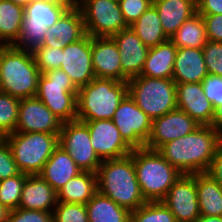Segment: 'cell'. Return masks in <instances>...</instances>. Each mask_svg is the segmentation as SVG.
<instances>
[{
	"label": "cell",
	"mask_w": 222,
	"mask_h": 222,
	"mask_svg": "<svg viewBox=\"0 0 222 222\" xmlns=\"http://www.w3.org/2000/svg\"><path fill=\"white\" fill-rule=\"evenodd\" d=\"M222 143V135L212 126H199L192 133L169 141L156 151L181 174L206 172Z\"/></svg>",
	"instance_id": "6da1fadb"
},
{
	"label": "cell",
	"mask_w": 222,
	"mask_h": 222,
	"mask_svg": "<svg viewBox=\"0 0 222 222\" xmlns=\"http://www.w3.org/2000/svg\"><path fill=\"white\" fill-rule=\"evenodd\" d=\"M98 192L130 212L147 201L136 177L132 156L103 160L97 172Z\"/></svg>",
	"instance_id": "7a4b0ae2"
},
{
	"label": "cell",
	"mask_w": 222,
	"mask_h": 222,
	"mask_svg": "<svg viewBox=\"0 0 222 222\" xmlns=\"http://www.w3.org/2000/svg\"><path fill=\"white\" fill-rule=\"evenodd\" d=\"M40 75L32 51L13 45L0 47V92L18 99L34 97Z\"/></svg>",
	"instance_id": "3957f363"
},
{
	"label": "cell",
	"mask_w": 222,
	"mask_h": 222,
	"mask_svg": "<svg viewBox=\"0 0 222 222\" xmlns=\"http://www.w3.org/2000/svg\"><path fill=\"white\" fill-rule=\"evenodd\" d=\"M128 94L127 82L94 78L77 92V120H112L121 101Z\"/></svg>",
	"instance_id": "277c9868"
},
{
	"label": "cell",
	"mask_w": 222,
	"mask_h": 222,
	"mask_svg": "<svg viewBox=\"0 0 222 222\" xmlns=\"http://www.w3.org/2000/svg\"><path fill=\"white\" fill-rule=\"evenodd\" d=\"M130 155L145 200L162 201L181 173L156 150L138 148Z\"/></svg>",
	"instance_id": "5b68a950"
},
{
	"label": "cell",
	"mask_w": 222,
	"mask_h": 222,
	"mask_svg": "<svg viewBox=\"0 0 222 222\" xmlns=\"http://www.w3.org/2000/svg\"><path fill=\"white\" fill-rule=\"evenodd\" d=\"M59 134L14 132L5 136L13 159L21 173L39 174L59 145Z\"/></svg>",
	"instance_id": "8992f818"
},
{
	"label": "cell",
	"mask_w": 222,
	"mask_h": 222,
	"mask_svg": "<svg viewBox=\"0 0 222 222\" xmlns=\"http://www.w3.org/2000/svg\"><path fill=\"white\" fill-rule=\"evenodd\" d=\"M127 86L129 96L151 120L177 109L173 79L135 76Z\"/></svg>",
	"instance_id": "52a82bcc"
},
{
	"label": "cell",
	"mask_w": 222,
	"mask_h": 222,
	"mask_svg": "<svg viewBox=\"0 0 222 222\" xmlns=\"http://www.w3.org/2000/svg\"><path fill=\"white\" fill-rule=\"evenodd\" d=\"M78 88L70 77L58 68L42 73L36 97L62 122L77 120Z\"/></svg>",
	"instance_id": "ba28073f"
},
{
	"label": "cell",
	"mask_w": 222,
	"mask_h": 222,
	"mask_svg": "<svg viewBox=\"0 0 222 222\" xmlns=\"http://www.w3.org/2000/svg\"><path fill=\"white\" fill-rule=\"evenodd\" d=\"M69 8L67 5L50 0L30 2L24 8L21 32L16 40L19 43L15 42L13 46L30 51L41 46L47 28L52 27Z\"/></svg>",
	"instance_id": "9c48e42d"
},
{
	"label": "cell",
	"mask_w": 222,
	"mask_h": 222,
	"mask_svg": "<svg viewBox=\"0 0 222 222\" xmlns=\"http://www.w3.org/2000/svg\"><path fill=\"white\" fill-rule=\"evenodd\" d=\"M78 8L84 19L86 34L91 37H112L128 28L119 1L80 0Z\"/></svg>",
	"instance_id": "30bf717a"
},
{
	"label": "cell",
	"mask_w": 222,
	"mask_h": 222,
	"mask_svg": "<svg viewBox=\"0 0 222 222\" xmlns=\"http://www.w3.org/2000/svg\"><path fill=\"white\" fill-rule=\"evenodd\" d=\"M62 147L81 171L96 173L102 160L92 147L88 126L79 120L63 122L58 136Z\"/></svg>",
	"instance_id": "8fae6325"
},
{
	"label": "cell",
	"mask_w": 222,
	"mask_h": 222,
	"mask_svg": "<svg viewBox=\"0 0 222 222\" xmlns=\"http://www.w3.org/2000/svg\"><path fill=\"white\" fill-rule=\"evenodd\" d=\"M112 121L132 149L145 148L152 120L137 106L129 94L119 104Z\"/></svg>",
	"instance_id": "7c38bea8"
},
{
	"label": "cell",
	"mask_w": 222,
	"mask_h": 222,
	"mask_svg": "<svg viewBox=\"0 0 222 222\" xmlns=\"http://www.w3.org/2000/svg\"><path fill=\"white\" fill-rule=\"evenodd\" d=\"M162 201L176 222H196L200 216L196 174H181Z\"/></svg>",
	"instance_id": "4fadbf2b"
},
{
	"label": "cell",
	"mask_w": 222,
	"mask_h": 222,
	"mask_svg": "<svg viewBox=\"0 0 222 222\" xmlns=\"http://www.w3.org/2000/svg\"><path fill=\"white\" fill-rule=\"evenodd\" d=\"M60 69L65 71L78 89L95 78L90 35L86 34L79 41L68 44L62 49Z\"/></svg>",
	"instance_id": "5bb4252c"
},
{
	"label": "cell",
	"mask_w": 222,
	"mask_h": 222,
	"mask_svg": "<svg viewBox=\"0 0 222 222\" xmlns=\"http://www.w3.org/2000/svg\"><path fill=\"white\" fill-rule=\"evenodd\" d=\"M199 126L187 113L175 109L152 120L151 132L145 148L157 150L169 141L192 133Z\"/></svg>",
	"instance_id": "9a60e30c"
},
{
	"label": "cell",
	"mask_w": 222,
	"mask_h": 222,
	"mask_svg": "<svg viewBox=\"0 0 222 222\" xmlns=\"http://www.w3.org/2000/svg\"><path fill=\"white\" fill-rule=\"evenodd\" d=\"M81 122L88 126L92 147L102 161L122 158L133 151L124 141L112 120Z\"/></svg>",
	"instance_id": "2e32d148"
},
{
	"label": "cell",
	"mask_w": 222,
	"mask_h": 222,
	"mask_svg": "<svg viewBox=\"0 0 222 222\" xmlns=\"http://www.w3.org/2000/svg\"><path fill=\"white\" fill-rule=\"evenodd\" d=\"M62 123L36 96L20 99L15 132L59 134Z\"/></svg>",
	"instance_id": "e0dca14e"
},
{
	"label": "cell",
	"mask_w": 222,
	"mask_h": 222,
	"mask_svg": "<svg viewBox=\"0 0 222 222\" xmlns=\"http://www.w3.org/2000/svg\"><path fill=\"white\" fill-rule=\"evenodd\" d=\"M112 38L119 49L122 82H128L130 78L141 74L150 48L144 45L131 27L121 30Z\"/></svg>",
	"instance_id": "ac0fdd59"
},
{
	"label": "cell",
	"mask_w": 222,
	"mask_h": 222,
	"mask_svg": "<svg viewBox=\"0 0 222 222\" xmlns=\"http://www.w3.org/2000/svg\"><path fill=\"white\" fill-rule=\"evenodd\" d=\"M177 109L187 113L200 126H211L215 109L207 99L202 83H176Z\"/></svg>",
	"instance_id": "d6986e66"
},
{
	"label": "cell",
	"mask_w": 222,
	"mask_h": 222,
	"mask_svg": "<svg viewBox=\"0 0 222 222\" xmlns=\"http://www.w3.org/2000/svg\"><path fill=\"white\" fill-rule=\"evenodd\" d=\"M85 35L84 19L80 9L69 8L52 27L47 28L41 46L63 49Z\"/></svg>",
	"instance_id": "ffe728a7"
},
{
	"label": "cell",
	"mask_w": 222,
	"mask_h": 222,
	"mask_svg": "<svg viewBox=\"0 0 222 222\" xmlns=\"http://www.w3.org/2000/svg\"><path fill=\"white\" fill-rule=\"evenodd\" d=\"M91 54L96 78L122 82L119 49L112 37H91Z\"/></svg>",
	"instance_id": "44dd1931"
},
{
	"label": "cell",
	"mask_w": 222,
	"mask_h": 222,
	"mask_svg": "<svg viewBox=\"0 0 222 222\" xmlns=\"http://www.w3.org/2000/svg\"><path fill=\"white\" fill-rule=\"evenodd\" d=\"M208 75L202 48H177L172 76L175 83H202Z\"/></svg>",
	"instance_id": "7402d4cb"
},
{
	"label": "cell",
	"mask_w": 222,
	"mask_h": 222,
	"mask_svg": "<svg viewBox=\"0 0 222 222\" xmlns=\"http://www.w3.org/2000/svg\"><path fill=\"white\" fill-rule=\"evenodd\" d=\"M57 204V192L39 174L26 177L19 208L51 212Z\"/></svg>",
	"instance_id": "603a6c76"
},
{
	"label": "cell",
	"mask_w": 222,
	"mask_h": 222,
	"mask_svg": "<svg viewBox=\"0 0 222 222\" xmlns=\"http://www.w3.org/2000/svg\"><path fill=\"white\" fill-rule=\"evenodd\" d=\"M165 34L170 38L179 27L197 13L196 0H153Z\"/></svg>",
	"instance_id": "cb8c5ba5"
},
{
	"label": "cell",
	"mask_w": 222,
	"mask_h": 222,
	"mask_svg": "<svg viewBox=\"0 0 222 222\" xmlns=\"http://www.w3.org/2000/svg\"><path fill=\"white\" fill-rule=\"evenodd\" d=\"M81 172L75 161L58 145L39 175L57 192Z\"/></svg>",
	"instance_id": "d4e9b609"
},
{
	"label": "cell",
	"mask_w": 222,
	"mask_h": 222,
	"mask_svg": "<svg viewBox=\"0 0 222 222\" xmlns=\"http://www.w3.org/2000/svg\"><path fill=\"white\" fill-rule=\"evenodd\" d=\"M177 47L167 41L151 47L139 76L172 79Z\"/></svg>",
	"instance_id": "484cf974"
},
{
	"label": "cell",
	"mask_w": 222,
	"mask_h": 222,
	"mask_svg": "<svg viewBox=\"0 0 222 222\" xmlns=\"http://www.w3.org/2000/svg\"><path fill=\"white\" fill-rule=\"evenodd\" d=\"M97 192V174L82 171L57 191V201L86 204Z\"/></svg>",
	"instance_id": "4316f807"
},
{
	"label": "cell",
	"mask_w": 222,
	"mask_h": 222,
	"mask_svg": "<svg viewBox=\"0 0 222 222\" xmlns=\"http://www.w3.org/2000/svg\"><path fill=\"white\" fill-rule=\"evenodd\" d=\"M200 215L222 216V188L206 172L196 173Z\"/></svg>",
	"instance_id": "83f0119b"
},
{
	"label": "cell",
	"mask_w": 222,
	"mask_h": 222,
	"mask_svg": "<svg viewBox=\"0 0 222 222\" xmlns=\"http://www.w3.org/2000/svg\"><path fill=\"white\" fill-rule=\"evenodd\" d=\"M89 222H131V212L97 192L86 204Z\"/></svg>",
	"instance_id": "f1b7e54d"
},
{
	"label": "cell",
	"mask_w": 222,
	"mask_h": 222,
	"mask_svg": "<svg viewBox=\"0 0 222 222\" xmlns=\"http://www.w3.org/2000/svg\"><path fill=\"white\" fill-rule=\"evenodd\" d=\"M145 46L155 47L168 39L156 8L151 5L139 19L130 26Z\"/></svg>",
	"instance_id": "f546056e"
},
{
	"label": "cell",
	"mask_w": 222,
	"mask_h": 222,
	"mask_svg": "<svg viewBox=\"0 0 222 222\" xmlns=\"http://www.w3.org/2000/svg\"><path fill=\"white\" fill-rule=\"evenodd\" d=\"M23 20L24 7L10 0H0V42L3 45H13L16 42Z\"/></svg>",
	"instance_id": "4dcf8cb0"
},
{
	"label": "cell",
	"mask_w": 222,
	"mask_h": 222,
	"mask_svg": "<svg viewBox=\"0 0 222 222\" xmlns=\"http://www.w3.org/2000/svg\"><path fill=\"white\" fill-rule=\"evenodd\" d=\"M170 40L177 48H202L208 41L202 16L197 12L187 19L170 37Z\"/></svg>",
	"instance_id": "1f68e13d"
},
{
	"label": "cell",
	"mask_w": 222,
	"mask_h": 222,
	"mask_svg": "<svg viewBox=\"0 0 222 222\" xmlns=\"http://www.w3.org/2000/svg\"><path fill=\"white\" fill-rule=\"evenodd\" d=\"M131 222H176L163 201H149L131 212Z\"/></svg>",
	"instance_id": "d6a6232c"
},
{
	"label": "cell",
	"mask_w": 222,
	"mask_h": 222,
	"mask_svg": "<svg viewBox=\"0 0 222 222\" xmlns=\"http://www.w3.org/2000/svg\"><path fill=\"white\" fill-rule=\"evenodd\" d=\"M20 99L0 92V132L6 136L14 133L18 122Z\"/></svg>",
	"instance_id": "836d02e7"
},
{
	"label": "cell",
	"mask_w": 222,
	"mask_h": 222,
	"mask_svg": "<svg viewBox=\"0 0 222 222\" xmlns=\"http://www.w3.org/2000/svg\"><path fill=\"white\" fill-rule=\"evenodd\" d=\"M28 174L20 173L0 181V203L9 210L19 208L21 193Z\"/></svg>",
	"instance_id": "e575fe53"
},
{
	"label": "cell",
	"mask_w": 222,
	"mask_h": 222,
	"mask_svg": "<svg viewBox=\"0 0 222 222\" xmlns=\"http://www.w3.org/2000/svg\"><path fill=\"white\" fill-rule=\"evenodd\" d=\"M52 214L54 222H89L85 204L57 201Z\"/></svg>",
	"instance_id": "d590c367"
},
{
	"label": "cell",
	"mask_w": 222,
	"mask_h": 222,
	"mask_svg": "<svg viewBox=\"0 0 222 222\" xmlns=\"http://www.w3.org/2000/svg\"><path fill=\"white\" fill-rule=\"evenodd\" d=\"M32 53L41 74L61 66L62 49L60 48L39 46Z\"/></svg>",
	"instance_id": "8d00e7d4"
},
{
	"label": "cell",
	"mask_w": 222,
	"mask_h": 222,
	"mask_svg": "<svg viewBox=\"0 0 222 222\" xmlns=\"http://www.w3.org/2000/svg\"><path fill=\"white\" fill-rule=\"evenodd\" d=\"M202 51L208 74L222 77V43L208 40Z\"/></svg>",
	"instance_id": "74e56055"
},
{
	"label": "cell",
	"mask_w": 222,
	"mask_h": 222,
	"mask_svg": "<svg viewBox=\"0 0 222 222\" xmlns=\"http://www.w3.org/2000/svg\"><path fill=\"white\" fill-rule=\"evenodd\" d=\"M152 3L153 0H120V9L127 26L134 24Z\"/></svg>",
	"instance_id": "f35d334b"
},
{
	"label": "cell",
	"mask_w": 222,
	"mask_h": 222,
	"mask_svg": "<svg viewBox=\"0 0 222 222\" xmlns=\"http://www.w3.org/2000/svg\"><path fill=\"white\" fill-rule=\"evenodd\" d=\"M7 222H54L52 212L17 208L10 210Z\"/></svg>",
	"instance_id": "ab89813d"
},
{
	"label": "cell",
	"mask_w": 222,
	"mask_h": 222,
	"mask_svg": "<svg viewBox=\"0 0 222 222\" xmlns=\"http://www.w3.org/2000/svg\"><path fill=\"white\" fill-rule=\"evenodd\" d=\"M6 140L0 143V181L20 174Z\"/></svg>",
	"instance_id": "60d3db41"
},
{
	"label": "cell",
	"mask_w": 222,
	"mask_h": 222,
	"mask_svg": "<svg viewBox=\"0 0 222 222\" xmlns=\"http://www.w3.org/2000/svg\"><path fill=\"white\" fill-rule=\"evenodd\" d=\"M205 96L212 102L214 109L222 104V77L208 75L202 81Z\"/></svg>",
	"instance_id": "b9f144b4"
},
{
	"label": "cell",
	"mask_w": 222,
	"mask_h": 222,
	"mask_svg": "<svg viewBox=\"0 0 222 222\" xmlns=\"http://www.w3.org/2000/svg\"><path fill=\"white\" fill-rule=\"evenodd\" d=\"M201 16L205 22L207 39L222 43V14Z\"/></svg>",
	"instance_id": "7bdbcfd3"
},
{
	"label": "cell",
	"mask_w": 222,
	"mask_h": 222,
	"mask_svg": "<svg viewBox=\"0 0 222 222\" xmlns=\"http://www.w3.org/2000/svg\"><path fill=\"white\" fill-rule=\"evenodd\" d=\"M222 188V143L218 146L215 156L206 171Z\"/></svg>",
	"instance_id": "ee69618b"
},
{
	"label": "cell",
	"mask_w": 222,
	"mask_h": 222,
	"mask_svg": "<svg viewBox=\"0 0 222 222\" xmlns=\"http://www.w3.org/2000/svg\"><path fill=\"white\" fill-rule=\"evenodd\" d=\"M196 4L200 15L222 14V0H196Z\"/></svg>",
	"instance_id": "f6af8a7d"
},
{
	"label": "cell",
	"mask_w": 222,
	"mask_h": 222,
	"mask_svg": "<svg viewBox=\"0 0 222 222\" xmlns=\"http://www.w3.org/2000/svg\"><path fill=\"white\" fill-rule=\"evenodd\" d=\"M211 126L222 135V104L215 109Z\"/></svg>",
	"instance_id": "bcb514c9"
},
{
	"label": "cell",
	"mask_w": 222,
	"mask_h": 222,
	"mask_svg": "<svg viewBox=\"0 0 222 222\" xmlns=\"http://www.w3.org/2000/svg\"><path fill=\"white\" fill-rule=\"evenodd\" d=\"M196 222H222V216L200 215Z\"/></svg>",
	"instance_id": "7dc6e473"
},
{
	"label": "cell",
	"mask_w": 222,
	"mask_h": 222,
	"mask_svg": "<svg viewBox=\"0 0 222 222\" xmlns=\"http://www.w3.org/2000/svg\"><path fill=\"white\" fill-rule=\"evenodd\" d=\"M10 210L0 203V222H7Z\"/></svg>",
	"instance_id": "c3c4849f"
},
{
	"label": "cell",
	"mask_w": 222,
	"mask_h": 222,
	"mask_svg": "<svg viewBox=\"0 0 222 222\" xmlns=\"http://www.w3.org/2000/svg\"><path fill=\"white\" fill-rule=\"evenodd\" d=\"M69 6L70 8L78 7L79 0H50Z\"/></svg>",
	"instance_id": "681fc988"
},
{
	"label": "cell",
	"mask_w": 222,
	"mask_h": 222,
	"mask_svg": "<svg viewBox=\"0 0 222 222\" xmlns=\"http://www.w3.org/2000/svg\"><path fill=\"white\" fill-rule=\"evenodd\" d=\"M10 1H12L16 5H20L25 8L33 0H10Z\"/></svg>",
	"instance_id": "f907efd6"
},
{
	"label": "cell",
	"mask_w": 222,
	"mask_h": 222,
	"mask_svg": "<svg viewBox=\"0 0 222 222\" xmlns=\"http://www.w3.org/2000/svg\"><path fill=\"white\" fill-rule=\"evenodd\" d=\"M5 140V136L0 132V143Z\"/></svg>",
	"instance_id": "816d5d0a"
}]
</instances>
